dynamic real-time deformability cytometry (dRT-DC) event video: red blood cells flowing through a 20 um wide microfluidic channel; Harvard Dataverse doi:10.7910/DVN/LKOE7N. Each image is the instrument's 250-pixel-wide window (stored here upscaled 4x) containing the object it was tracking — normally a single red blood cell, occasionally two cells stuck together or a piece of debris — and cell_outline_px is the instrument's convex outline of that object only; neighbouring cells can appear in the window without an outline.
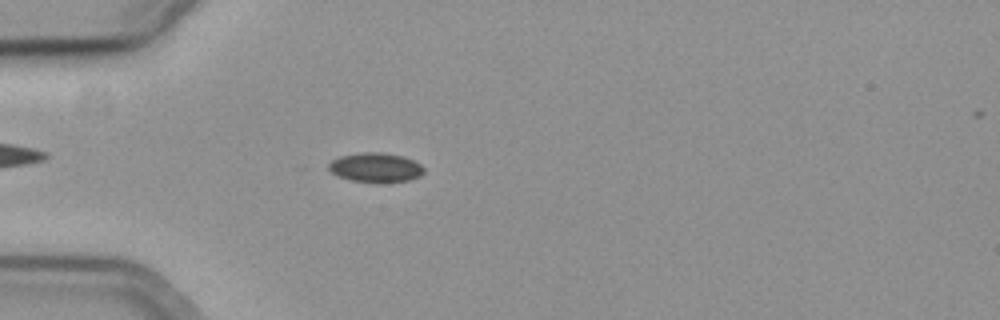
{"species": "common noctule bat (a hibernating species)", "species_latin": "Nyctalus noctula", "temperature_condition": "cold", "stored_images_in_passage": 41, "camera_frame_rate_fps": 3000, "um_per_image_px": 0.085, "animal": {"sex": "female", "body_mass_g": 19.3, "forearm_length_mm": 54.1}, "frame": {"image": 1, "passage_image": 8, "time_ms": 2.333, "image_size_px": [1000, 320], "cell_outline_px": [[424, 172], [420, 176], [408, 180], [380, 184], [376, 184], [352, 180], [336, 176], [328, 168], [328, 164], [332, 160], [340, 156], [360, 152], [380, 152], [404, 156], [420, 164], [424, 168]], "centroid_in_image_um": [31.92, 14.25], "position_along_channel_um": 53.1, "area_um2": 16.65}}
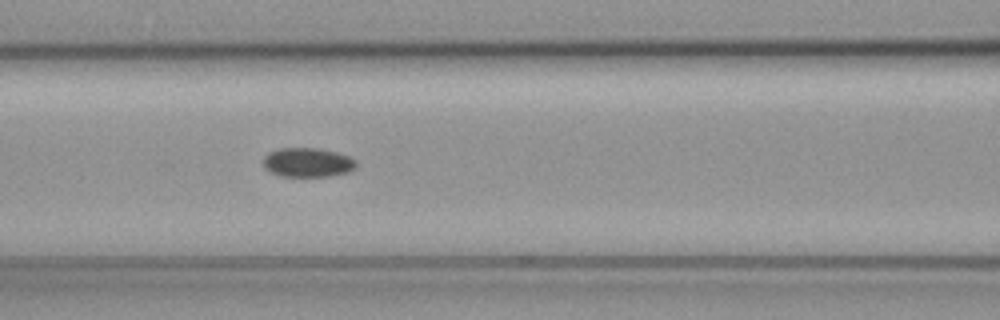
{"frame": {"image": 2, "passage_image": 16, "time_ms": 5.0, "image_size_px": [1000, 320], "cell_outline_px": [[356, 168], [348, 172], [328, 176], [280, 176], [264, 168], [264, 156], [268, 152], [280, 148], [316, 148], [336, 152], [348, 156], [356, 160]], "centroid_in_image_um": [26.15, 13.8], "position_along_channel_um": 140.5, "area_um2": 15.78}}
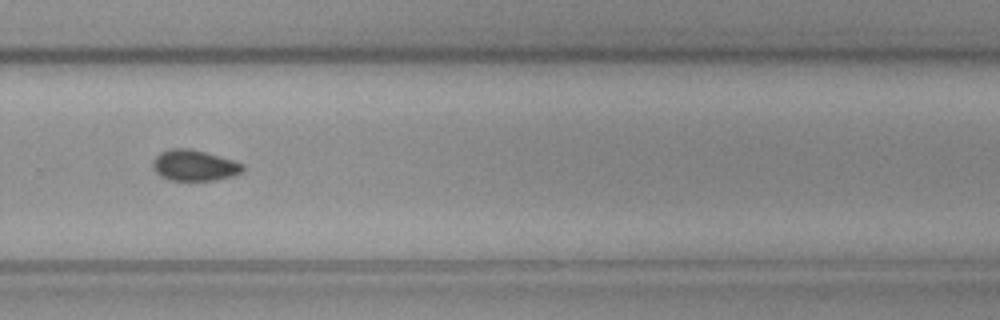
{"frame": {"image": 3, "passage_image": 30, "time_ms": 9.667, "image_size_px": [1000, 320], "cell_outline_px": [[244, 172], [232, 176], [212, 180], [172, 180], [160, 176], [152, 168], [152, 164], [156, 156], [160, 152], [172, 148], [188, 148], [204, 152], [232, 160], [244, 164]], "centroid_in_image_um": [16.51, 14.06], "position_along_channel_um": 313.3, "area_um2": 16.07}, "authors_computed_cell_mechanics": {"area_um2": 16.0684, "velocity_mm_per_s": 3.7062, "shape_relaxation_time_tau1_ms": 6.3489, "shape_relaxation_time_tau2_ms": null, "deformation_change_tau1": 0.0538, "deformation_change_tau2": null}}